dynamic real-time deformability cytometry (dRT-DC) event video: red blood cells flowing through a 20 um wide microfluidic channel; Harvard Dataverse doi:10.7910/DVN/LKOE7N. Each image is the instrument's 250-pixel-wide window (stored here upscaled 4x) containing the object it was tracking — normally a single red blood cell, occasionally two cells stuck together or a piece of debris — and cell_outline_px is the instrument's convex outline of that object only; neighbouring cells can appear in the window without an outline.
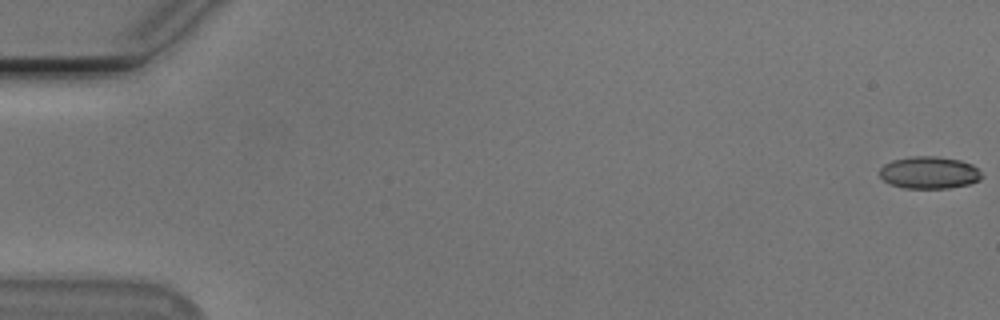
{"species": "Egyptian fruit bat (a non-hibernating species)", "species_latin": "Rousettus aegyptiacus", "temperature_condition": "cold", "stored_images_in_passage": 55, "camera_frame_rate_fps": 3000, "um_per_image_px": 0.085, "animal": {"sex": "male"}, "frame": {"image": 1, "passage_image": 1, "time_ms": 0.0, "image_size_px": [1000, 320], "cell_outline_px": [[984, 176], [980, 180], [968, 184], [948, 188], [904, 188], [892, 184], [884, 180], [880, 176], [880, 168], [884, 164], [892, 160], [912, 156], [940, 156], [960, 160], [972, 164]], "centroid_in_image_um": [79.0, 14.66], "position_along_channel_um": 6.0, "area_um2": 19.19}}
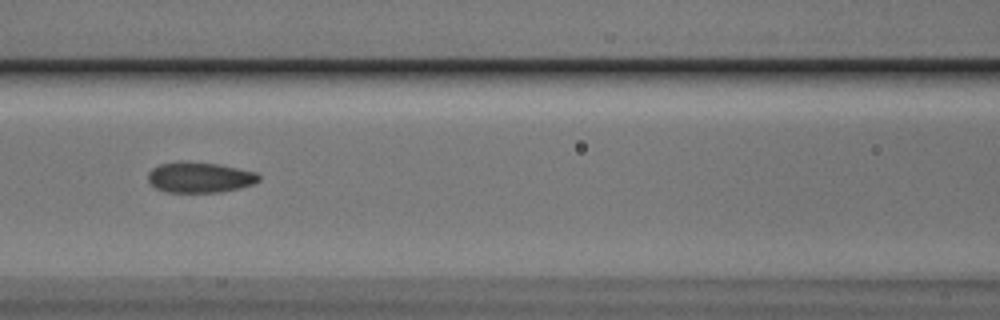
{"frame": {"image": 2, "passage_image": 25, "time_ms": 8.0, "image_size_px": [1000, 320], "cell_outline_px": [[260, 180], [252, 184], [240, 188], [220, 192], [164, 192], [156, 188], [148, 180], [148, 172], [152, 168], [160, 164], [220, 164], [256, 172], [260, 176]], "centroid_in_image_um": [17.01, 15.12], "position_along_channel_um": 149.6, "area_um2": 19.07}}
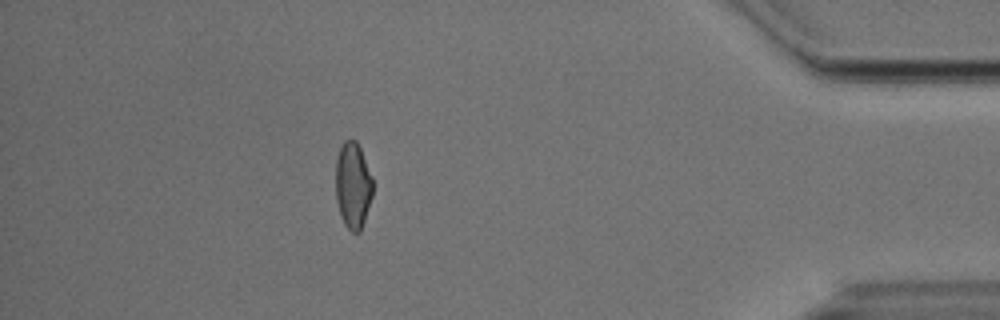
{"frame": {"image": 3, "passage_image": 49, "time_ms": 16.0, "image_size_px": [1000, 320], "cell_outline_px": [[372, 196], [360, 232], [352, 232], [344, 224], [340, 216], [336, 200], [336, 160], [340, 148], [344, 140], [356, 140], [360, 148], [372, 176]], "centroid_in_image_um": [29.99, 15.76], "position_along_channel_um": 405.2, "area_um2": 18.55}, "authors_computed_cell_mechanics": {"area_um2": 19.5942, "velocity_mm_per_s": 3.7856, "shape_relaxation_time_tau1_ms": 5.9073, "shape_relaxation_time_tau2_ms": 1.742, "deformation_change_tau1": 0.1542, "deformation_change_tau2": 0.0648}}